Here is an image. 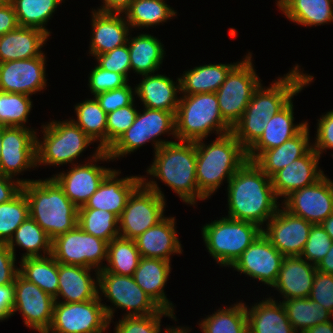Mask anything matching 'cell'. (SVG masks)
<instances>
[{
	"label": "cell",
	"mask_w": 333,
	"mask_h": 333,
	"mask_svg": "<svg viewBox=\"0 0 333 333\" xmlns=\"http://www.w3.org/2000/svg\"><path fill=\"white\" fill-rule=\"evenodd\" d=\"M297 64L271 86L262 84L254 91L244 114L232 127V133L240 144L248 150L263 134L270 117L283 109L303 88L313 81V76L304 74Z\"/></svg>",
	"instance_id": "1"
},
{
	"label": "cell",
	"mask_w": 333,
	"mask_h": 333,
	"mask_svg": "<svg viewBox=\"0 0 333 333\" xmlns=\"http://www.w3.org/2000/svg\"><path fill=\"white\" fill-rule=\"evenodd\" d=\"M228 218L256 224L260 228L278 211V197L268 177L247 160L229 180Z\"/></svg>",
	"instance_id": "2"
},
{
	"label": "cell",
	"mask_w": 333,
	"mask_h": 333,
	"mask_svg": "<svg viewBox=\"0 0 333 333\" xmlns=\"http://www.w3.org/2000/svg\"><path fill=\"white\" fill-rule=\"evenodd\" d=\"M32 219L53 240L77 226L78 207L70 201L53 177L22 185Z\"/></svg>",
	"instance_id": "3"
},
{
	"label": "cell",
	"mask_w": 333,
	"mask_h": 333,
	"mask_svg": "<svg viewBox=\"0 0 333 333\" xmlns=\"http://www.w3.org/2000/svg\"><path fill=\"white\" fill-rule=\"evenodd\" d=\"M154 155L148 175L168 185L187 204L193 206L198 199L206 200L198 190L195 142L174 141L157 149Z\"/></svg>",
	"instance_id": "4"
},
{
	"label": "cell",
	"mask_w": 333,
	"mask_h": 333,
	"mask_svg": "<svg viewBox=\"0 0 333 333\" xmlns=\"http://www.w3.org/2000/svg\"><path fill=\"white\" fill-rule=\"evenodd\" d=\"M196 144V178L199 192L207 199L217 191L223 180L227 183L248 160L247 150L232 132L218 136L206 145L202 140Z\"/></svg>",
	"instance_id": "5"
},
{
	"label": "cell",
	"mask_w": 333,
	"mask_h": 333,
	"mask_svg": "<svg viewBox=\"0 0 333 333\" xmlns=\"http://www.w3.org/2000/svg\"><path fill=\"white\" fill-rule=\"evenodd\" d=\"M212 131L218 136L232 132L220 113L216 93L181 96L175 114L176 139L195 142L206 139Z\"/></svg>",
	"instance_id": "6"
},
{
	"label": "cell",
	"mask_w": 333,
	"mask_h": 333,
	"mask_svg": "<svg viewBox=\"0 0 333 333\" xmlns=\"http://www.w3.org/2000/svg\"><path fill=\"white\" fill-rule=\"evenodd\" d=\"M175 134V114L173 112L144 108L142 114L138 111L135 121L121 137L107 150L101 151L97 147L92 155L91 162L116 160L128 153L136 151L141 146L152 140L154 152L165 144L174 141L158 139L162 134Z\"/></svg>",
	"instance_id": "7"
},
{
	"label": "cell",
	"mask_w": 333,
	"mask_h": 333,
	"mask_svg": "<svg viewBox=\"0 0 333 333\" xmlns=\"http://www.w3.org/2000/svg\"><path fill=\"white\" fill-rule=\"evenodd\" d=\"M256 224L222 217L202 228L205 246L220 266L230 267L262 233Z\"/></svg>",
	"instance_id": "8"
},
{
	"label": "cell",
	"mask_w": 333,
	"mask_h": 333,
	"mask_svg": "<svg viewBox=\"0 0 333 333\" xmlns=\"http://www.w3.org/2000/svg\"><path fill=\"white\" fill-rule=\"evenodd\" d=\"M151 180L142 176V183L130 195L118 218L120 237L135 239L165 218V196L157 182Z\"/></svg>",
	"instance_id": "9"
},
{
	"label": "cell",
	"mask_w": 333,
	"mask_h": 333,
	"mask_svg": "<svg viewBox=\"0 0 333 333\" xmlns=\"http://www.w3.org/2000/svg\"><path fill=\"white\" fill-rule=\"evenodd\" d=\"M43 128V141L36 140L37 165L72 163L94 141L72 120L51 121Z\"/></svg>",
	"instance_id": "10"
},
{
	"label": "cell",
	"mask_w": 333,
	"mask_h": 333,
	"mask_svg": "<svg viewBox=\"0 0 333 333\" xmlns=\"http://www.w3.org/2000/svg\"><path fill=\"white\" fill-rule=\"evenodd\" d=\"M55 300L51 325L46 333H103L110 326L114 310L101 303L100 295L85 302Z\"/></svg>",
	"instance_id": "11"
},
{
	"label": "cell",
	"mask_w": 333,
	"mask_h": 333,
	"mask_svg": "<svg viewBox=\"0 0 333 333\" xmlns=\"http://www.w3.org/2000/svg\"><path fill=\"white\" fill-rule=\"evenodd\" d=\"M249 52L227 75L215 92L223 119L233 127L242 117L254 91L261 81L257 76Z\"/></svg>",
	"instance_id": "12"
},
{
	"label": "cell",
	"mask_w": 333,
	"mask_h": 333,
	"mask_svg": "<svg viewBox=\"0 0 333 333\" xmlns=\"http://www.w3.org/2000/svg\"><path fill=\"white\" fill-rule=\"evenodd\" d=\"M107 251V241L85 233L77 225L52 240L51 255L58 263L83 266L98 272L104 268L102 261H107Z\"/></svg>",
	"instance_id": "13"
},
{
	"label": "cell",
	"mask_w": 333,
	"mask_h": 333,
	"mask_svg": "<svg viewBox=\"0 0 333 333\" xmlns=\"http://www.w3.org/2000/svg\"><path fill=\"white\" fill-rule=\"evenodd\" d=\"M98 290L116 308L126 310L123 316L152 315L161 308L135 282L133 276H121L103 270L98 271Z\"/></svg>",
	"instance_id": "14"
},
{
	"label": "cell",
	"mask_w": 333,
	"mask_h": 333,
	"mask_svg": "<svg viewBox=\"0 0 333 333\" xmlns=\"http://www.w3.org/2000/svg\"><path fill=\"white\" fill-rule=\"evenodd\" d=\"M283 208L313 225L333 214V181L324 175L314 184L292 192L283 200Z\"/></svg>",
	"instance_id": "15"
},
{
	"label": "cell",
	"mask_w": 333,
	"mask_h": 333,
	"mask_svg": "<svg viewBox=\"0 0 333 333\" xmlns=\"http://www.w3.org/2000/svg\"><path fill=\"white\" fill-rule=\"evenodd\" d=\"M55 298L20 274L14 282L12 315L19 310L27 327L46 333L51 325Z\"/></svg>",
	"instance_id": "16"
},
{
	"label": "cell",
	"mask_w": 333,
	"mask_h": 333,
	"mask_svg": "<svg viewBox=\"0 0 333 333\" xmlns=\"http://www.w3.org/2000/svg\"><path fill=\"white\" fill-rule=\"evenodd\" d=\"M36 132L27 127H7L1 142L0 173L14 178L37 167Z\"/></svg>",
	"instance_id": "17"
},
{
	"label": "cell",
	"mask_w": 333,
	"mask_h": 333,
	"mask_svg": "<svg viewBox=\"0 0 333 333\" xmlns=\"http://www.w3.org/2000/svg\"><path fill=\"white\" fill-rule=\"evenodd\" d=\"M284 258L285 256L261 233L231 267L252 279L273 287Z\"/></svg>",
	"instance_id": "18"
},
{
	"label": "cell",
	"mask_w": 333,
	"mask_h": 333,
	"mask_svg": "<svg viewBox=\"0 0 333 333\" xmlns=\"http://www.w3.org/2000/svg\"><path fill=\"white\" fill-rule=\"evenodd\" d=\"M313 224L303 218L278 209L266 223L262 233L271 244L284 256H300L306 245Z\"/></svg>",
	"instance_id": "19"
},
{
	"label": "cell",
	"mask_w": 333,
	"mask_h": 333,
	"mask_svg": "<svg viewBox=\"0 0 333 333\" xmlns=\"http://www.w3.org/2000/svg\"><path fill=\"white\" fill-rule=\"evenodd\" d=\"M46 56L0 63V91L31 96L46 87Z\"/></svg>",
	"instance_id": "20"
},
{
	"label": "cell",
	"mask_w": 333,
	"mask_h": 333,
	"mask_svg": "<svg viewBox=\"0 0 333 333\" xmlns=\"http://www.w3.org/2000/svg\"><path fill=\"white\" fill-rule=\"evenodd\" d=\"M119 170L112 169L99 185L97 191L78 209H101L115 214L123 212L132 192L142 183V176L119 178Z\"/></svg>",
	"instance_id": "21"
},
{
	"label": "cell",
	"mask_w": 333,
	"mask_h": 333,
	"mask_svg": "<svg viewBox=\"0 0 333 333\" xmlns=\"http://www.w3.org/2000/svg\"><path fill=\"white\" fill-rule=\"evenodd\" d=\"M320 155L311 148L304 156L297 158L271 177L272 187L278 198L284 199L292 192L310 186L324 176L318 167ZM319 168V169H318Z\"/></svg>",
	"instance_id": "22"
},
{
	"label": "cell",
	"mask_w": 333,
	"mask_h": 333,
	"mask_svg": "<svg viewBox=\"0 0 333 333\" xmlns=\"http://www.w3.org/2000/svg\"><path fill=\"white\" fill-rule=\"evenodd\" d=\"M72 166L66 173L63 171L55 174L53 178L62 187L70 201L80 208L97 191L111 168L101 167L91 162Z\"/></svg>",
	"instance_id": "23"
},
{
	"label": "cell",
	"mask_w": 333,
	"mask_h": 333,
	"mask_svg": "<svg viewBox=\"0 0 333 333\" xmlns=\"http://www.w3.org/2000/svg\"><path fill=\"white\" fill-rule=\"evenodd\" d=\"M123 16V17H122ZM92 11V37L89 53L95 57L127 43L130 25L125 15Z\"/></svg>",
	"instance_id": "24"
},
{
	"label": "cell",
	"mask_w": 333,
	"mask_h": 333,
	"mask_svg": "<svg viewBox=\"0 0 333 333\" xmlns=\"http://www.w3.org/2000/svg\"><path fill=\"white\" fill-rule=\"evenodd\" d=\"M317 268L301 256H285L273 288L283 301L309 297Z\"/></svg>",
	"instance_id": "25"
},
{
	"label": "cell",
	"mask_w": 333,
	"mask_h": 333,
	"mask_svg": "<svg viewBox=\"0 0 333 333\" xmlns=\"http://www.w3.org/2000/svg\"><path fill=\"white\" fill-rule=\"evenodd\" d=\"M174 217H165L158 224L147 229L134 240L141 257L164 259L170 262V255L182 254Z\"/></svg>",
	"instance_id": "26"
},
{
	"label": "cell",
	"mask_w": 333,
	"mask_h": 333,
	"mask_svg": "<svg viewBox=\"0 0 333 333\" xmlns=\"http://www.w3.org/2000/svg\"><path fill=\"white\" fill-rule=\"evenodd\" d=\"M91 268L58 263V293L55 300L63 297V303L85 302L99 296L98 272L96 279L90 275Z\"/></svg>",
	"instance_id": "27"
},
{
	"label": "cell",
	"mask_w": 333,
	"mask_h": 333,
	"mask_svg": "<svg viewBox=\"0 0 333 333\" xmlns=\"http://www.w3.org/2000/svg\"><path fill=\"white\" fill-rule=\"evenodd\" d=\"M292 100L277 114L270 117L260 138L247 150V158L254 161L263 151L280 146L296 136L308 123L296 124Z\"/></svg>",
	"instance_id": "28"
},
{
	"label": "cell",
	"mask_w": 333,
	"mask_h": 333,
	"mask_svg": "<svg viewBox=\"0 0 333 333\" xmlns=\"http://www.w3.org/2000/svg\"><path fill=\"white\" fill-rule=\"evenodd\" d=\"M143 79L135 86V94L142 101L144 107L173 112L176 114L180 94V80L172 79L161 74L142 75ZM176 84V85H175Z\"/></svg>",
	"instance_id": "29"
},
{
	"label": "cell",
	"mask_w": 333,
	"mask_h": 333,
	"mask_svg": "<svg viewBox=\"0 0 333 333\" xmlns=\"http://www.w3.org/2000/svg\"><path fill=\"white\" fill-rule=\"evenodd\" d=\"M49 35L34 27H18L0 36V63L42 56Z\"/></svg>",
	"instance_id": "30"
},
{
	"label": "cell",
	"mask_w": 333,
	"mask_h": 333,
	"mask_svg": "<svg viewBox=\"0 0 333 333\" xmlns=\"http://www.w3.org/2000/svg\"><path fill=\"white\" fill-rule=\"evenodd\" d=\"M170 271L171 264L167 260L141 257L133 278L161 309L174 313L173 303L164 292Z\"/></svg>",
	"instance_id": "31"
},
{
	"label": "cell",
	"mask_w": 333,
	"mask_h": 333,
	"mask_svg": "<svg viewBox=\"0 0 333 333\" xmlns=\"http://www.w3.org/2000/svg\"><path fill=\"white\" fill-rule=\"evenodd\" d=\"M308 124L294 137L278 147L263 151L253 162L272 177L297 158L304 156L311 148Z\"/></svg>",
	"instance_id": "32"
},
{
	"label": "cell",
	"mask_w": 333,
	"mask_h": 333,
	"mask_svg": "<svg viewBox=\"0 0 333 333\" xmlns=\"http://www.w3.org/2000/svg\"><path fill=\"white\" fill-rule=\"evenodd\" d=\"M273 298L255 303L246 308L248 333H296L281 301Z\"/></svg>",
	"instance_id": "33"
},
{
	"label": "cell",
	"mask_w": 333,
	"mask_h": 333,
	"mask_svg": "<svg viewBox=\"0 0 333 333\" xmlns=\"http://www.w3.org/2000/svg\"><path fill=\"white\" fill-rule=\"evenodd\" d=\"M238 63L200 65L184 71L185 73L179 78L180 94L191 95L216 92L226 80L229 72Z\"/></svg>",
	"instance_id": "34"
},
{
	"label": "cell",
	"mask_w": 333,
	"mask_h": 333,
	"mask_svg": "<svg viewBox=\"0 0 333 333\" xmlns=\"http://www.w3.org/2000/svg\"><path fill=\"white\" fill-rule=\"evenodd\" d=\"M276 4L289 20L305 27L333 21V0H277Z\"/></svg>",
	"instance_id": "35"
},
{
	"label": "cell",
	"mask_w": 333,
	"mask_h": 333,
	"mask_svg": "<svg viewBox=\"0 0 333 333\" xmlns=\"http://www.w3.org/2000/svg\"><path fill=\"white\" fill-rule=\"evenodd\" d=\"M127 45L131 70L139 75L155 73L164 59V46L150 34H140L132 39L128 36Z\"/></svg>",
	"instance_id": "36"
},
{
	"label": "cell",
	"mask_w": 333,
	"mask_h": 333,
	"mask_svg": "<svg viewBox=\"0 0 333 333\" xmlns=\"http://www.w3.org/2000/svg\"><path fill=\"white\" fill-rule=\"evenodd\" d=\"M19 274L27 281L35 283L48 295L56 298L58 293V262L53 256L27 257L21 259Z\"/></svg>",
	"instance_id": "37"
},
{
	"label": "cell",
	"mask_w": 333,
	"mask_h": 333,
	"mask_svg": "<svg viewBox=\"0 0 333 333\" xmlns=\"http://www.w3.org/2000/svg\"><path fill=\"white\" fill-rule=\"evenodd\" d=\"M7 245L15 256V245L25 249L21 259L43 257L52 252V239L30 216L16 229Z\"/></svg>",
	"instance_id": "38"
},
{
	"label": "cell",
	"mask_w": 333,
	"mask_h": 333,
	"mask_svg": "<svg viewBox=\"0 0 333 333\" xmlns=\"http://www.w3.org/2000/svg\"><path fill=\"white\" fill-rule=\"evenodd\" d=\"M282 304L296 333L298 331L303 333L317 324L330 321L333 317V314L326 310L324 306L309 297L287 299L282 301Z\"/></svg>",
	"instance_id": "39"
},
{
	"label": "cell",
	"mask_w": 333,
	"mask_h": 333,
	"mask_svg": "<svg viewBox=\"0 0 333 333\" xmlns=\"http://www.w3.org/2000/svg\"><path fill=\"white\" fill-rule=\"evenodd\" d=\"M141 255L134 239L116 237L108 243L107 266L104 270L116 275L133 276Z\"/></svg>",
	"instance_id": "40"
},
{
	"label": "cell",
	"mask_w": 333,
	"mask_h": 333,
	"mask_svg": "<svg viewBox=\"0 0 333 333\" xmlns=\"http://www.w3.org/2000/svg\"><path fill=\"white\" fill-rule=\"evenodd\" d=\"M199 326L203 333H248L245 304L240 301L229 308H219L201 320Z\"/></svg>",
	"instance_id": "41"
},
{
	"label": "cell",
	"mask_w": 333,
	"mask_h": 333,
	"mask_svg": "<svg viewBox=\"0 0 333 333\" xmlns=\"http://www.w3.org/2000/svg\"><path fill=\"white\" fill-rule=\"evenodd\" d=\"M123 14L130 28H147L166 22L177 13L164 0H133Z\"/></svg>",
	"instance_id": "42"
},
{
	"label": "cell",
	"mask_w": 333,
	"mask_h": 333,
	"mask_svg": "<svg viewBox=\"0 0 333 333\" xmlns=\"http://www.w3.org/2000/svg\"><path fill=\"white\" fill-rule=\"evenodd\" d=\"M77 120L71 119L94 142L99 141L98 148L106 151L107 113L100 107L96 98L86 99L75 105Z\"/></svg>",
	"instance_id": "43"
},
{
	"label": "cell",
	"mask_w": 333,
	"mask_h": 333,
	"mask_svg": "<svg viewBox=\"0 0 333 333\" xmlns=\"http://www.w3.org/2000/svg\"><path fill=\"white\" fill-rule=\"evenodd\" d=\"M16 12L17 21L20 27H34L46 32L48 20L53 17L56 8L62 0H9Z\"/></svg>",
	"instance_id": "44"
},
{
	"label": "cell",
	"mask_w": 333,
	"mask_h": 333,
	"mask_svg": "<svg viewBox=\"0 0 333 333\" xmlns=\"http://www.w3.org/2000/svg\"><path fill=\"white\" fill-rule=\"evenodd\" d=\"M77 225L88 234L108 243L119 237L118 217L101 209H78Z\"/></svg>",
	"instance_id": "45"
},
{
	"label": "cell",
	"mask_w": 333,
	"mask_h": 333,
	"mask_svg": "<svg viewBox=\"0 0 333 333\" xmlns=\"http://www.w3.org/2000/svg\"><path fill=\"white\" fill-rule=\"evenodd\" d=\"M29 216V203L23 190L10 201L0 203V242L8 243Z\"/></svg>",
	"instance_id": "46"
},
{
	"label": "cell",
	"mask_w": 333,
	"mask_h": 333,
	"mask_svg": "<svg viewBox=\"0 0 333 333\" xmlns=\"http://www.w3.org/2000/svg\"><path fill=\"white\" fill-rule=\"evenodd\" d=\"M30 96L0 91V124L6 127H26L32 109Z\"/></svg>",
	"instance_id": "47"
},
{
	"label": "cell",
	"mask_w": 333,
	"mask_h": 333,
	"mask_svg": "<svg viewBox=\"0 0 333 333\" xmlns=\"http://www.w3.org/2000/svg\"><path fill=\"white\" fill-rule=\"evenodd\" d=\"M162 316L176 320L173 312L163 309L152 315H126L117 322L115 333H160Z\"/></svg>",
	"instance_id": "48"
},
{
	"label": "cell",
	"mask_w": 333,
	"mask_h": 333,
	"mask_svg": "<svg viewBox=\"0 0 333 333\" xmlns=\"http://www.w3.org/2000/svg\"><path fill=\"white\" fill-rule=\"evenodd\" d=\"M134 102L109 112L106 118V151L128 130L137 116Z\"/></svg>",
	"instance_id": "49"
},
{
	"label": "cell",
	"mask_w": 333,
	"mask_h": 333,
	"mask_svg": "<svg viewBox=\"0 0 333 333\" xmlns=\"http://www.w3.org/2000/svg\"><path fill=\"white\" fill-rule=\"evenodd\" d=\"M333 241L320 224L312 225L302 254L303 259L317 266L326 256Z\"/></svg>",
	"instance_id": "50"
},
{
	"label": "cell",
	"mask_w": 333,
	"mask_h": 333,
	"mask_svg": "<svg viewBox=\"0 0 333 333\" xmlns=\"http://www.w3.org/2000/svg\"><path fill=\"white\" fill-rule=\"evenodd\" d=\"M89 75L88 85L94 96L101 92L118 89L129 84V79L123 74L107 71L97 64L92 71H90Z\"/></svg>",
	"instance_id": "51"
},
{
	"label": "cell",
	"mask_w": 333,
	"mask_h": 333,
	"mask_svg": "<svg viewBox=\"0 0 333 333\" xmlns=\"http://www.w3.org/2000/svg\"><path fill=\"white\" fill-rule=\"evenodd\" d=\"M98 66L111 72L123 74L128 79L130 65V55L127 43L116 47L112 51L95 56Z\"/></svg>",
	"instance_id": "52"
},
{
	"label": "cell",
	"mask_w": 333,
	"mask_h": 333,
	"mask_svg": "<svg viewBox=\"0 0 333 333\" xmlns=\"http://www.w3.org/2000/svg\"><path fill=\"white\" fill-rule=\"evenodd\" d=\"M134 95H136L135 90L127 84L118 89L101 92L94 97L100 107L108 114L109 112L132 104L135 101Z\"/></svg>",
	"instance_id": "53"
},
{
	"label": "cell",
	"mask_w": 333,
	"mask_h": 333,
	"mask_svg": "<svg viewBox=\"0 0 333 333\" xmlns=\"http://www.w3.org/2000/svg\"><path fill=\"white\" fill-rule=\"evenodd\" d=\"M309 298L333 314V275L317 270Z\"/></svg>",
	"instance_id": "54"
},
{
	"label": "cell",
	"mask_w": 333,
	"mask_h": 333,
	"mask_svg": "<svg viewBox=\"0 0 333 333\" xmlns=\"http://www.w3.org/2000/svg\"><path fill=\"white\" fill-rule=\"evenodd\" d=\"M316 142L312 148L321 156L327 149H333V110L318 119Z\"/></svg>",
	"instance_id": "55"
},
{
	"label": "cell",
	"mask_w": 333,
	"mask_h": 333,
	"mask_svg": "<svg viewBox=\"0 0 333 333\" xmlns=\"http://www.w3.org/2000/svg\"><path fill=\"white\" fill-rule=\"evenodd\" d=\"M15 261L16 256L7 243L0 242V286L14 284L19 274Z\"/></svg>",
	"instance_id": "56"
},
{
	"label": "cell",
	"mask_w": 333,
	"mask_h": 333,
	"mask_svg": "<svg viewBox=\"0 0 333 333\" xmlns=\"http://www.w3.org/2000/svg\"><path fill=\"white\" fill-rule=\"evenodd\" d=\"M16 179L0 173V203L13 199L22 190L23 184L33 181L30 179Z\"/></svg>",
	"instance_id": "57"
},
{
	"label": "cell",
	"mask_w": 333,
	"mask_h": 333,
	"mask_svg": "<svg viewBox=\"0 0 333 333\" xmlns=\"http://www.w3.org/2000/svg\"><path fill=\"white\" fill-rule=\"evenodd\" d=\"M19 27L16 12L10 1L0 4V36Z\"/></svg>",
	"instance_id": "58"
},
{
	"label": "cell",
	"mask_w": 333,
	"mask_h": 333,
	"mask_svg": "<svg viewBox=\"0 0 333 333\" xmlns=\"http://www.w3.org/2000/svg\"><path fill=\"white\" fill-rule=\"evenodd\" d=\"M14 284L0 286V321L12 316Z\"/></svg>",
	"instance_id": "59"
},
{
	"label": "cell",
	"mask_w": 333,
	"mask_h": 333,
	"mask_svg": "<svg viewBox=\"0 0 333 333\" xmlns=\"http://www.w3.org/2000/svg\"><path fill=\"white\" fill-rule=\"evenodd\" d=\"M133 0H103V5L97 11L105 13H124Z\"/></svg>",
	"instance_id": "60"
},
{
	"label": "cell",
	"mask_w": 333,
	"mask_h": 333,
	"mask_svg": "<svg viewBox=\"0 0 333 333\" xmlns=\"http://www.w3.org/2000/svg\"><path fill=\"white\" fill-rule=\"evenodd\" d=\"M316 268L322 273L333 275V243L326 256L320 261Z\"/></svg>",
	"instance_id": "61"
},
{
	"label": "cell",
	"mask_w": 333,
	"mask_h": 333,
	"mask_svg": "<svg viewBox=\"0 0 333 333\" xmlns=\"http://www.w3.org/2000/svg\"><path fill=\"white\" fill-rule=\"evenodd\" d=\"M303 333H333V322L330 320L325 323L317 324L305 330Z\"/></svg>",
	"instance_id": "62"
},
{
	"label": "cell",
	"mask_w": 333,
	"mask_h": 333,
	"mask_svg": "<svg viewBox=\"0 0 333 333\" xmlns=\"http://www.w3.org/2000/svg\"><path fill=\"white\" fill-rule=\"evenodd\" d=\"M333 241V214L329 215L321 224Z\"/></svg>",
	"instance_id": "63"
},
{
	"label": "cell",
	"mask_w": 333,
	"mask_h": 333,
	"mask_svg": "<svg viewBox=\"0 0 333 333\" xmlns=\"http://www.w3.org/2000/svg\"><path fill=\"white\" fill-rule=\"evenodd\" d=\"M190 331V329L187 327H169V328H165V333H188Z\"/></svg>",
	"instance_id": "64"
},
{
	"label": "cell",
	"mask_w": 333,
	"mask_h": 333,
	"mask_svg": "<svg viewBox=\"0 0 333 333\" xmlns=\"http://www.w3.org/2000/svg\"><path fill=\"white\" fill-rule=\"evenodd\" d=\"M6 128H7L6 126H4L3 124H0V150H1L2 138H3V135H4V130ZM0 161H1V153H0Z\"/></svg>",
	"instance_id": "65"
},
{
	"label": "cell",
	"mask_w": 333,
	"mask_h": 333,
	"mask_svg": "<svg viewBox=\"0 0 333 333\" xmlns=\"http://www.w3.org/2000/svg\"><path fill=\"white\" fill-rule=\"evenodd\" d=\"M7 1H9V0H0V4L5 3Z\"/></svg>",
	"instance_id": "66"
}]
</instances>
